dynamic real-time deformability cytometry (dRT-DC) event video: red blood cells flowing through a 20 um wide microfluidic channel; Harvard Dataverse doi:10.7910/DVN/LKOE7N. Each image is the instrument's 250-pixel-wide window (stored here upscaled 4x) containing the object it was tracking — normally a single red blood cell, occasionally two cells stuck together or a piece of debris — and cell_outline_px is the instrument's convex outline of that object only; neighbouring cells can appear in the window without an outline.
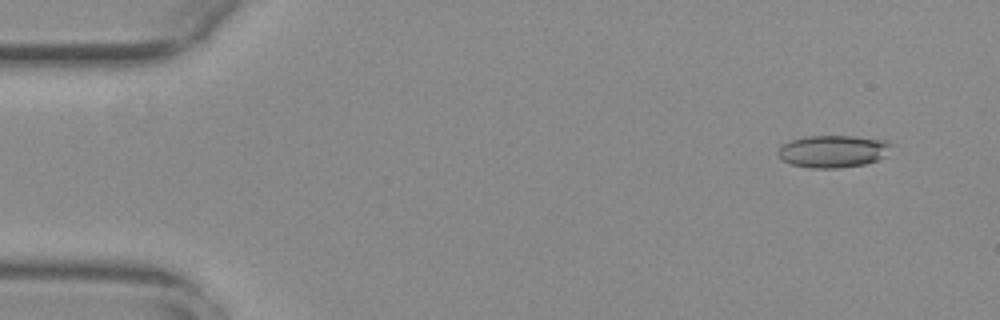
{"species": "common noctule bat (a hibernating species)", "species_latin": "Nyctalus noctula", "temperature_condition": "warm", "stored_images_in_passage": 55, "camera_frame_rate_fps": 3000, "um_per_image_px": 0.085, "animal": {"sex": "female", "body_mass_g": 29.2, "forearm_length_mm": 56.3}, "frame": {"image": 1, "passage_image": 4, "time_ms": 1.0, "image_size_px": [1000, 320], "cell_outline_px": [[892, 144], [884, 156], [876, 160], [864, 164], [836, 168], [812, 168], [792, 164], [784, 160], [776, 152], [784, 144], [792, 140], [808, 136], [852, 136], [884, 140]], "centroid_in_image_um": [70.8, 12.86], "position_along_channel_um": 14.2, "area_um2": 20.87}}
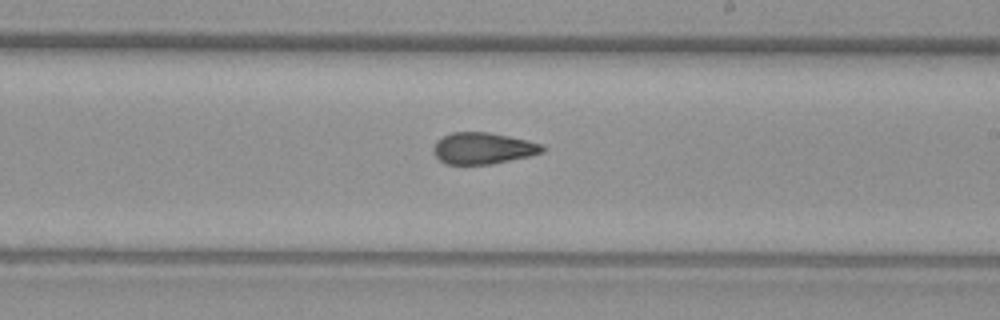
{"frame": {"image": 2, "passage_image": 32, "time_ms": 10.333, "image_size_px": [1000, 320], "cell_outline_px": [[544, 152], [528, 156], [492, 164], [444, 164], [432, 152], [432, 148], [436, 140], [452, 132], [488, 132], [528, 140], [544, 144]], "centroid_in_image_um": [41.04, 12.6], "position_along_channel_um": 248.0, "area_um2": 20.06}}
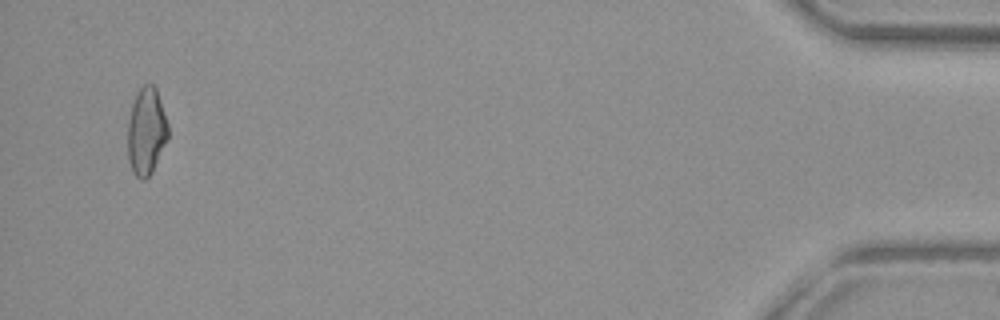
{"frame": {"image": 3, "passage_image": 53, "time_ms": 17.333, "image_size_px": [1000, 320], "cell_outline_px": [[168, 136], [152, 172], [144, 180], [140, 180], [132, 172], [128, 160], [128, 120], [132, 104], [140, 88], [144, 84], [152, 84], [156, 88], [168, 124]], "centroid_in_image_um": [12.42, 11.18], "position_along_channel_um": 422.8, "area_um2": 20.35}, "authors_computed_cell_mechanics": {"area_um2": 20.519, "velocity_mm_per_s": 3.7525, "shape_relaxation_time_tau1_ms": null, "shape_relaxation_time_tau2_ms": 2.3984, "deformation_change_tau1": null, "deformation_change_tau2": 0.1018}}